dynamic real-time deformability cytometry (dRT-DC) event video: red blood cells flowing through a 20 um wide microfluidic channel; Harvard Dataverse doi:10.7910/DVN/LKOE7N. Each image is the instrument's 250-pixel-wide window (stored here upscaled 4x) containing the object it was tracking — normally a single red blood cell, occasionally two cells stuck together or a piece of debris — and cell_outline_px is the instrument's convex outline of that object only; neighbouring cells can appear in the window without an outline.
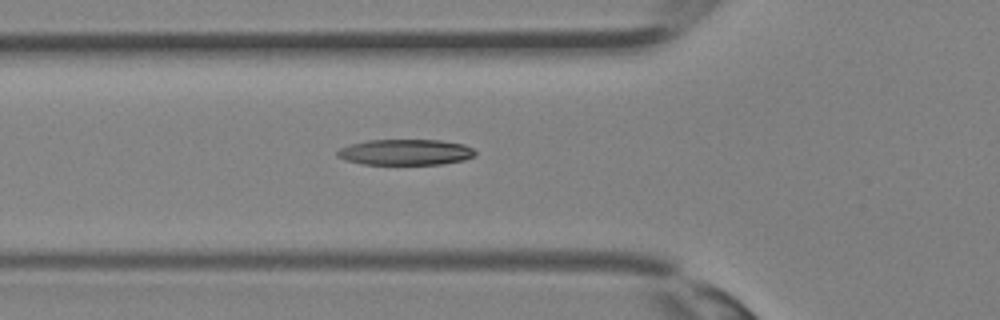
{"species": "Egyptian fruit bat (a non-hibernating species)", "species_latin": "Rousettus aegyptiacus", "temperature_condition": "room temperature", "stored_images_in_passage": 30, "camera_frame_rate_fps": 3000, "um_per_image_px": 0.085, "animal": {"sex": "female"}, "frame": {"image": 1, "passage_image": 6, "time_ms": 1.667, "image_size_px": [1000, 320], "cell_outline_px": [[476, 156], [464, 160], [440, 164], [364, 164], [348, 160], [336, 156], [336, 152], [340, 148], [352, 144], [368, 140], [440, 140], [464, 144], [472, 148], [476, 152]], "centroid_in_image_um": [34.5, 12.93], "position_along_channel_um": 91.3, "area_um2": 20.63}}
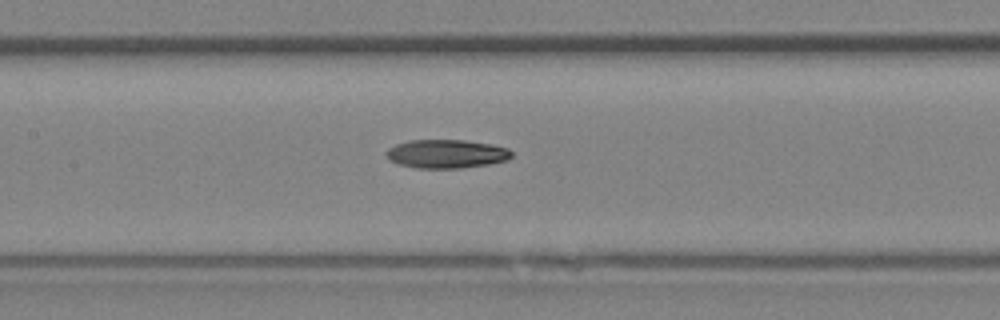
{"frame": {"image": 2, "passage_image": 10, "time_ms": 3.0, "image_size_px": [1000, 320], "cell_outline_px": [[512, 156], [508, 160], [488, 164], [460, 168], [416, 168], [400, 164], [388, 160], [384, 152], [388, 148], [396, 144], [412, 140], [464, 140], [492, 144], [508, 148], [512, 152]], "centroid_in_image_um": [37.94, 13.07], "position_along_channel_um": 169.5, "area_um2": 20.98}}
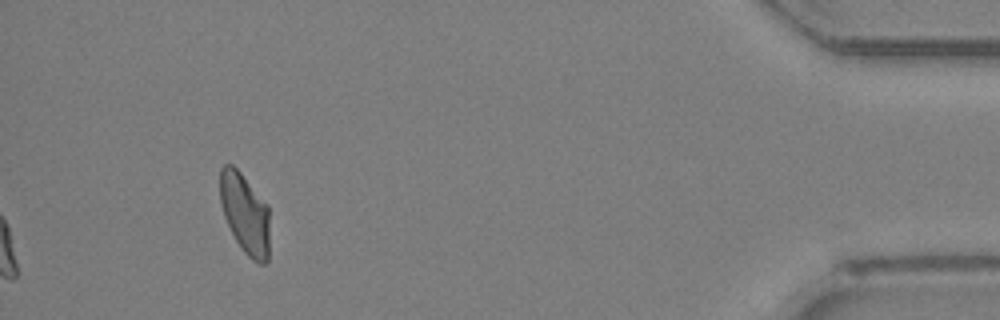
{"frame": {"image": 3, "passage_image": 30, "time_ms": 9.667, "image_size_px": [1000, 320], "cell_outline_px": [[268, 260], [264, 264], [260, 264], [252, 260], [244, 252], [236, 240], [224, 216], [220, 200], [220, 168], [224, 164], [232, 164], [240, 172], [268, 204]], "centroid_in_image_um": [20.82, 18.13], "position_along_channel_um": 414.4, "area_um2": 23.12}}